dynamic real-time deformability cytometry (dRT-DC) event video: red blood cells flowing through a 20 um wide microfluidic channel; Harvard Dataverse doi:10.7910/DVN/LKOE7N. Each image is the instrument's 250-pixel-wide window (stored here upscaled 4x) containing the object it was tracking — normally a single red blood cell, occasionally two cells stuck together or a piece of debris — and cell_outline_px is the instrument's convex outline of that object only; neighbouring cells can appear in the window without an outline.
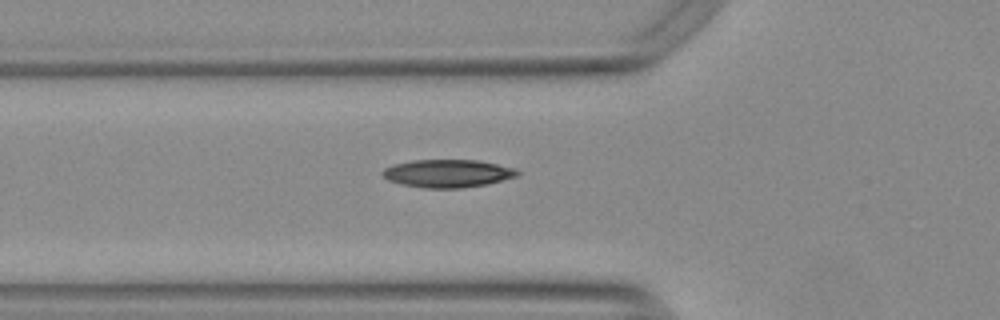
{"species": "Egyptian fruit bat (a non-hibernating species)", "species_latin": "Rousettus aegyptiacus", "temperature_condition": "warm", "stored_images_in_passage": 37, "camera_frame_rate_fps": 3000, "um_per_image_px": 0.085, "animal": {"sex": "female"}, "frame": {"image": 1, "passage_image": 2, "time_ms": 0.333, "image_size_px": [1000, 320], "cell_outline_px": [[520, 172], [516, 176], [488, 184], [460, 188], [424, 188], [404, 184], [388, 180], [380, 172], [384, 168], [392, 164], [412, 160], [480, 160], [516, 168]], "centroid_in_image_um": [38.05, 14.73], "position_along_channel_um": 87.7, "area_um2": 21.96}}
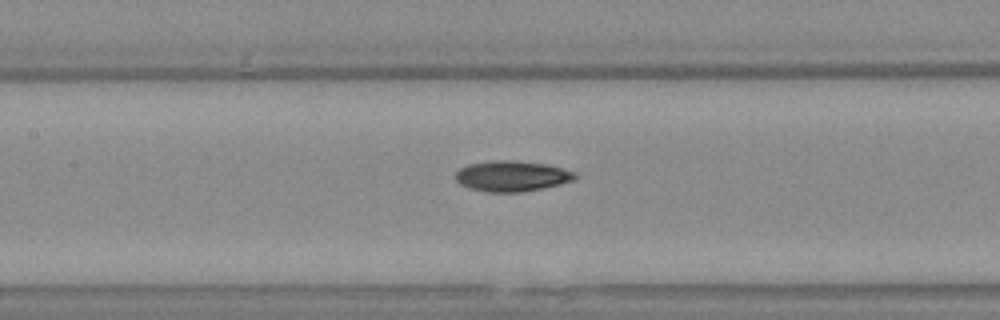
{"frame": {"image": 2, "passage_image": 8, "time_ms": 2.333, "image_size_px": [1000, 320], "cell_outline_px": [[576, 176], [572, 180], [560, 184], [544, 188], [524, 192], [484, 192], [468, 188], [460, 184], [456, 180], [456, 172], [460, 168], [468, 164], [492, 160], [516, 160], [544, 164], [576, 172]], "centroid_in_image_um": [43.47, 14.97], "position_along_channel_um": 163.9, "area_um2": 21.39}}
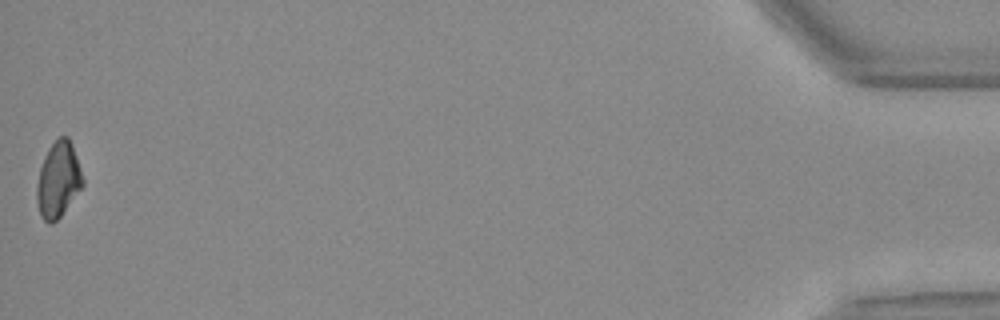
{"frame": {"image": 3, "passage_image": 37, "time_ms": 12.0, "image_size_px": [1000, 320], "cell_outline_px": [[84, 184], [60, 216], [52, 224], [48, 224], [40, 216], [36, 200], [36, 188], [40, 168], [44, 156], [48, 148], [60, 136], [68, 136], [72, 144], [84, 180]], "centroid_in_image_um": [4.93, 15.29], "position_along_channel_um": 430.3, "area_um2": 20.11}}